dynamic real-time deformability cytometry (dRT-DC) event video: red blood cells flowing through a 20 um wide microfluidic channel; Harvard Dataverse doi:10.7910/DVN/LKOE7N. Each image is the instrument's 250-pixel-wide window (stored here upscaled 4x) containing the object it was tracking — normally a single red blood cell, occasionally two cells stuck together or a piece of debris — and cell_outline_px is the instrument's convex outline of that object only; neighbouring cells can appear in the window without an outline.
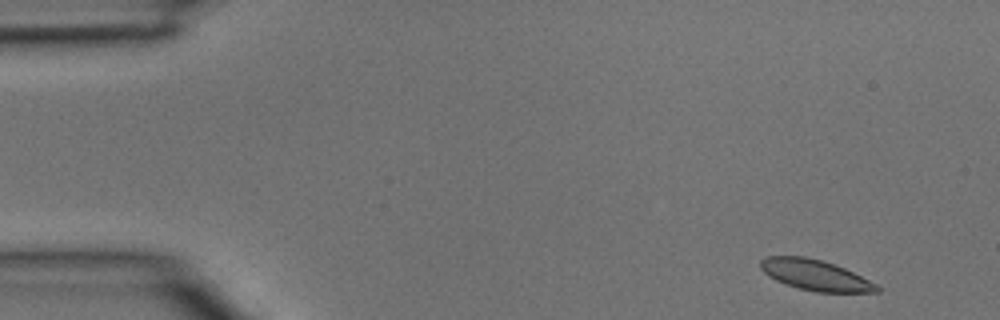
{"species": "common noctule bat (a hibernating species)", "species_latin": "Nyctalus noctula", "temperature_condition": "room temperature", "stored_images_in_passage": 4, "camera_frame_rate_fps": 3000, "um_per_image_px": 0.085, "animal": {"sex": "male", "body_mass_g": 15.6}, "frame": {"image": 1, "passage_image": 1, "time_ms": 0.0, "image_size_px": [1000, 320], "cell_outline_px": [[880, 292], [816, 292], [800, 288], [776, 280], [768, 276], [760, 268], [760, 260], [768, 256], [804, 256], [820, 260], [844, 268], [876, 284], [880, 288]], "centroid_in_image_um": [69.27, 23.38], "position_along_channel_um": 15.7, "area_um2": 20.4}}